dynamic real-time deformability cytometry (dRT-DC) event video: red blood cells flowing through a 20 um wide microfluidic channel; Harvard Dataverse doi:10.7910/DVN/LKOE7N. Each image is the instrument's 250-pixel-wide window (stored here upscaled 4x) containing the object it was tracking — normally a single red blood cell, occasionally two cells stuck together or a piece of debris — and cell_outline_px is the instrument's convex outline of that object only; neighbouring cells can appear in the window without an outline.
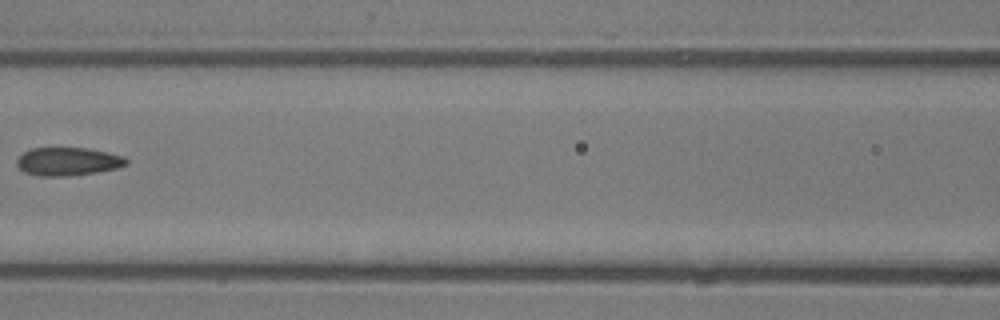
{"species": "common noctule bat (a hibernating species)", "species_latin": "Nyctalus noctula", "temperature_condition": "room temperature", "stored_images_in_passage": 5, "camera_frame_rate_fps": 3000, "um_per_image_px": 0.085, "animal": {"sex": "male", "body_mass_g": 13.3}, "frame": {"image": 1, "passage_image": 5, "time_ms": 5.667, "image_size_px": [1000, 320], "cell_outline_px": [[128, 164], [116, 168], [96, 172], [72, 176], [36, 176], [24, 172], [16, 164], [16, 160], [24, 152], [32, 148], [88, 148], [124, 156], [128, 160]], "centroid_in_image_um": [5.76, 13.73], "position_along_channel_um": 160.8, "area_um2": 18.03}}